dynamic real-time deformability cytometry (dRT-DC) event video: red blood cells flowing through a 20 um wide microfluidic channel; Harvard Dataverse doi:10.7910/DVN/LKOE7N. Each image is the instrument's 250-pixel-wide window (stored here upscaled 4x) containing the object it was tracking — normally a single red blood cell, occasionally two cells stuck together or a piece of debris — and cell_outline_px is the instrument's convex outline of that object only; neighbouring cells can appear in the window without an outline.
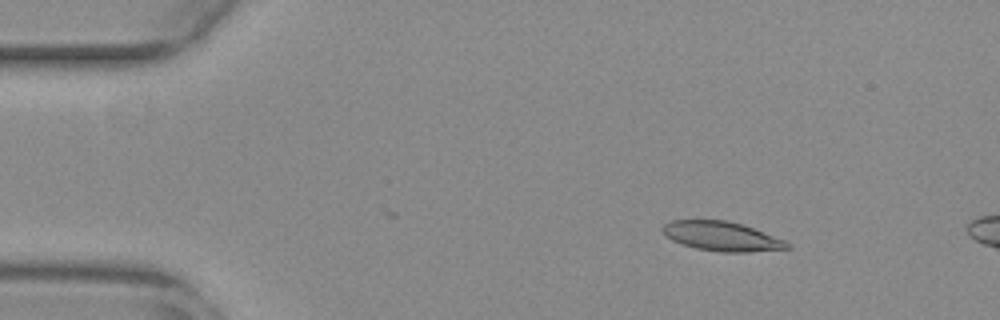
{"species": "common noctule bat (a hibernating species)", "species_latin": "Nyctalus noctula", "temperature_condition": "warm", "stored_images_in_passage": 13, "camera_frame_rate_fps": 3000, "um_per_image_px": 0.085, "animal": {"sex": "female", "body_mass_g": 29.2, "forearm_length_mm": 56.3}, "frame": {"image": 1, "passage_image": 8, "time_ms": 2.333, "image_size_px": [1000, 320], "cell_outline_px": [[792, 248], [748, 252], [720, 252], [696, 248], [672, 240], [660, 228], [664, 224], [672, 220], [728, 220], [752, 228], [784, 240], [792, 244]], "centroid_in_image_um": [61.36, 20.09], "position_along_channel_um": 23.6, "area_um2": 21.1}}